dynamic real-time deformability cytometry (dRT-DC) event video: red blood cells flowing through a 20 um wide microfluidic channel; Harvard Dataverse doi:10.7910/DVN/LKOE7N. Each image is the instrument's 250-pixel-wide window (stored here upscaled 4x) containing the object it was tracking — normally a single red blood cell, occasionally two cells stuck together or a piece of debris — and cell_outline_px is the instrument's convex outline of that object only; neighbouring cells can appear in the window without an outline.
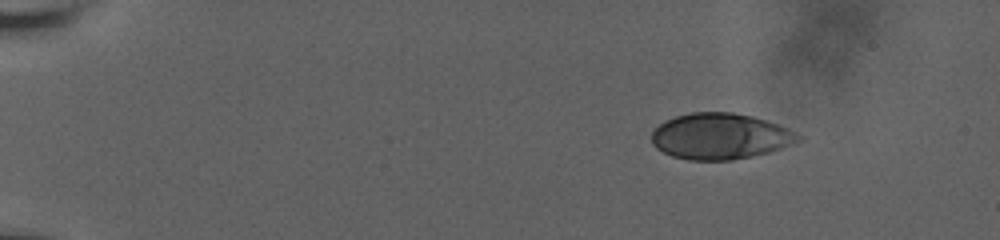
{"species": "human", "species_latin": "Homo sapiens", "temperature_condition": "room temperature", "stored_images_in_passage": 12, "camera_frame_rate_fps": 3000, "um_per_image_px": 0.085, "donor": {"sex": "male"}, "frame": {"image": 1, "passage_image": 1, "time_ms": 0.0, "image_size_px": [1000, 240], "cell_outline_px": [[804, 140], [768, 152], [752, 156], [732, 160], [688, 160], [672, 156], [656, 148], [652, 144], [652, 132], [664, 120], [676, 116], [692, 112], [732, 112], [752, 116], [788, 128], [804, 136]], "centroid_in_image_um": [61.23, 11.58], "position_along_channel_um": 23.8, "area_um2": 39.36}}
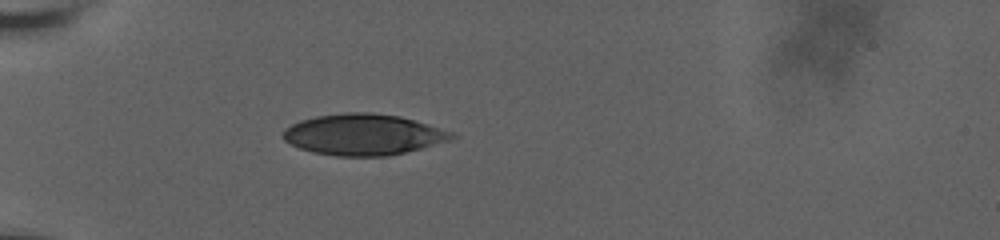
{"frame": {"image": 2, "passage_image": 10, "time_ms": 3.667, "image_size_px": [1000, 240], "cell_outline_px": [[456, 136], [452, 140], [388, 156], [336, 156], [312, 152], [300, 148], [284, 140], [284, 128], [300, 120], [316, 116], [344, 112], [372, 112], [400, 116], [452, 132]], "centroid_in_image_um": [30.86, 11.43], "position_along_channel_um": 54.1, "area_um2": 40.17}}